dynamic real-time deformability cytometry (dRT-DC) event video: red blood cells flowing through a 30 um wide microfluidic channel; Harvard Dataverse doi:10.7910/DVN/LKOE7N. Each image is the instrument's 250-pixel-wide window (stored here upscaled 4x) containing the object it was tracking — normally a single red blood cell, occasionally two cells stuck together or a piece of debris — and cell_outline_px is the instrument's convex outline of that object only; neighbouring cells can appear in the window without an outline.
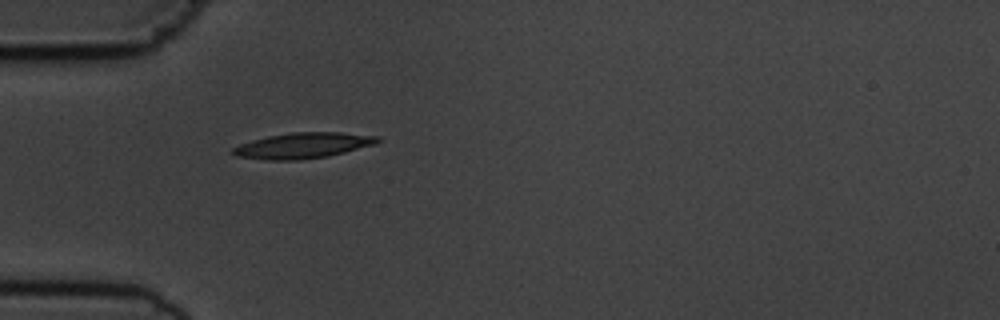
{"species": "common noctule bat (a hibernating species)", "species_latin": "Nyctalus noctula", "temperature_condition": "cold", "stored_images_in_passage": 1, "camera_frame_rate_fps": 3000, "um_per_image_px": 0.085, "animal": {"sex": "male", "body_mass_g": 19.5, "forearm_length_mm": 54.6}, "frame": {"image": 1, "passage_image": 1, "time_ms": 0.0, "image_size_px": [1000, 320], "cell_outline_px": [[380, 140], [376, 144], [328, 156], [296, 160], [264, 160], [236, 156], [232, 152], [232, 148], [240, 144], [252, 140], [268, 136], [292, 132], [340, 132], [380, 136]], "centroid_in_image_um": [25.76, 12.36], "position_along_channel_um": 59.2, "area_um2": 21.62}}